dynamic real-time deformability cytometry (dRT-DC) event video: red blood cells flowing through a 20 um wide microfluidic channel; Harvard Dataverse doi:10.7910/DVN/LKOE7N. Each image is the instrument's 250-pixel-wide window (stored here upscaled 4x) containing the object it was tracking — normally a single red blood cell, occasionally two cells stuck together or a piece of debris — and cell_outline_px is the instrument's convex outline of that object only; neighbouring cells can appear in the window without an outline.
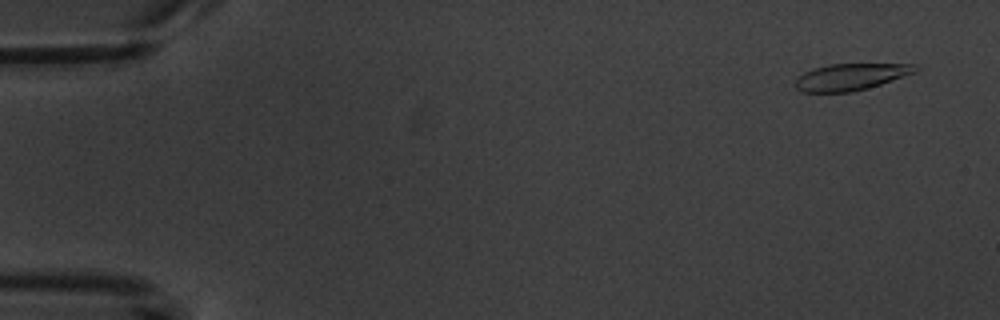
{"species": "common noctule bat (a hibernating species)", "species_latin": "Nyctalus noctula", "temperature_condition": "warm", "stored_images_in_passage": 6, "camera_frame_rate_fps": 3000, "um_per_image_px": 0.085, "animal": {"sex": "male", "body_mass_g": 20.1, "forearm_length_mm": 53.5}, "frame": {"image": 1, "passage_image": 1, "time_ms": 0.0, "image_size_px": [1000, 320], "cell_outline_px": [[920, 68], [916, 72], [880, 84], [852, 92], [804, 92], [796, 88], [792, 84], [804, 72], [812, 68], [828, 64], [916, 64]], "centroid_in_image_um": [72.29, 6.53], "position_along_channel_um": 12.7, "area_um2": 18.67}}